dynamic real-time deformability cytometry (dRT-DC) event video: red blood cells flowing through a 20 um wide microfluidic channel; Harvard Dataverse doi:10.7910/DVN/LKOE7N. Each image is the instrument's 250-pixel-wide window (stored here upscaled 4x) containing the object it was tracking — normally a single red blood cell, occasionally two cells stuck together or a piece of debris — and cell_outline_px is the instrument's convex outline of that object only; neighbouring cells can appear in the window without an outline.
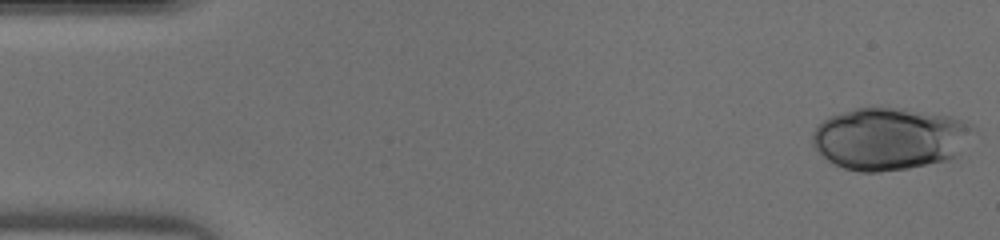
{"species": "human", "species_latin": "Homo sapiens", "temperature_condition": "warm", "stored_images_in_passage": 45, "camera_frame_rate_fps": 3000, "um_per_image_px": 0.085, "donor": {"sex": "male"}, "frame": {"image": 1, "passage_image": 1, "time_ms": 0.0, "image_size_px": [1000, 240], "cell_outline_px": [[972, 128], [956, 156], [948, 160], [908, 168], [880, 172], [860, 172], [844, 168], [828, 160], [812, 148], [812, 132], [816, 124], [828, 116], [856, 108], [904, 108], [952, 116], [972, 124]], "centroid_in_image_um": [75.52, 11.78], "position_along_channel_um": 9.5, "area_um2": 58.2}}
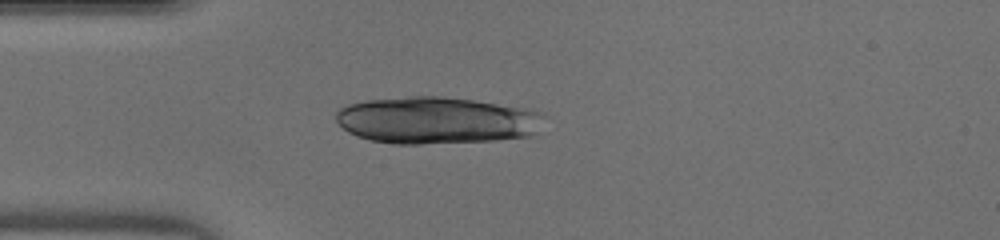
{"frame": {"image": 2, "passage_image": 12, "time_ms": 3.667, "image_size_px": [1000, 240], "cell_outline_px": [[544, 116], [536, 132], [532, 136], [496, 140], [420, 144], [392, 144], [372, 140], [356, 136], [348, 132], [336, 120], [336, 112], [340, 108], [348, 104], [364, 100], [408, 96], [444, 96], [532, 108], [544, 112]], "centroid_in_image_um": [37.13, 10.22], "position_along_channel_um": 47.9, "area_um2": 57.57}}
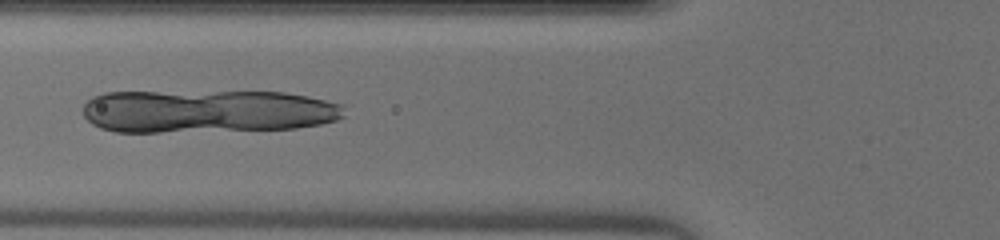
{"frame": {"image": 3, "passage_image": 17, "time_ms": 5.333, "image_size_px": [1000, 240], "cell_outline_px": [[344, 116], [336, 120], [320, 124], [296, 128], [160, 132], [116, 132], [100, 128], [92, 124], [84, 116], [84, 104], [92, 96], [104, 92], [284, 92], [308, 96], [344, 104]], "centroid_in_image_um": [17.62, 9.45], "position_along_channel_um": 108.2, "area_um2": 65.83}}